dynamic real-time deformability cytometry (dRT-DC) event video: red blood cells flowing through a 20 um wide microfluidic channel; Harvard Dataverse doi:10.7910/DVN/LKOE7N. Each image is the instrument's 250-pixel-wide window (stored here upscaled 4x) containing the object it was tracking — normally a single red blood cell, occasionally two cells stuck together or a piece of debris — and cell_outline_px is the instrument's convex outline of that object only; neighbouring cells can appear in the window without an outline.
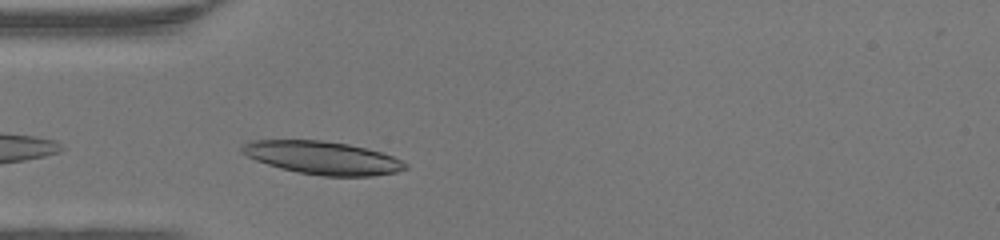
{"species": "human", "species_latin": "Homo sapiens", "temperature_condition": "warm", "stored_images_in_passage": 25, "camera_frame_rate_fps": 3000, "um_per_image_px": 0.085, "donor": {"sex": "female"}, "frame": {"image": 1, "passage_image": 2, "time_ms": 0.333, "image_size_px": [1000, 240], "cell_outline_px": [[408, 168], [396, 172], [372, 176], [324, 176], [300, 172], [280, 168], [256, 160], [240, 152], [240, 148], [244, 144], [252, 140], [320, 140], [348, 144], [380, 152], [392, 156], [408, 164]], "centroid_in_image_um": [27.42, 13.41], "position_along_channel_um": 57.6, "area_um2": 31.15}}
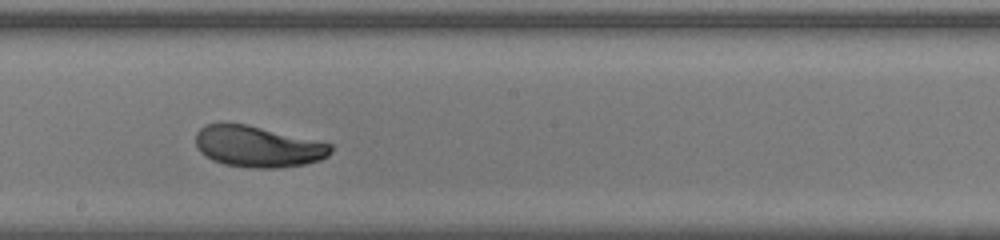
{"frame": {"image": 2, "passage_image": 14, "time_ms": 4.333, "image_size_px": [1000, 240], "cell_outline_px": [[332, 152], [328, 156], [320, 160], [304, 164], [276, 168], [248, 168], [224, 164], [212, 160], [200, 152], [196, 148], [196, 132], [204, 124], [220, 120], [248, 124], [332, 144]], "centroid_in_image_um": [21.85, 12.42], "position_along_channel_um": 226.4, "area_um2": 33.06}}
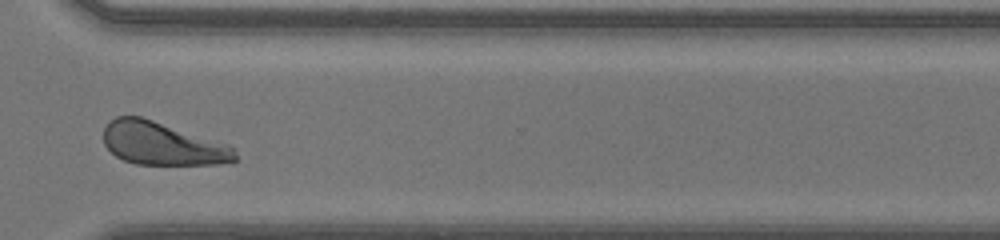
{"frame": {"image": 3, "passage_image": 23, "time_ms": 7.333, "image_size_px": [1000, 240], "cell_outline_px": [[236, 160], [220, 164], [136, 164], [124, 160], [116, 156], [104, 144], [104, 128], [108, 120], [116, 116], [140, 116], [228, 144], [236, 152]], "centroid_in_image_um": [13.76, 12.2], "position_along_channel_um": 356.8, "area_um2": 32.71}, "authors_computed_cell_mechanics": {"area_um2": 32.368, "velocity_mm_per_s": 4.329, "shape_relaxation_time_tau1_ms": 1.8935, "shape_relaxation_time_tau2_ms": 1.6754, "deformation_change_tau1": 0.1379, "deformation_change_tau2": 0.0663}}